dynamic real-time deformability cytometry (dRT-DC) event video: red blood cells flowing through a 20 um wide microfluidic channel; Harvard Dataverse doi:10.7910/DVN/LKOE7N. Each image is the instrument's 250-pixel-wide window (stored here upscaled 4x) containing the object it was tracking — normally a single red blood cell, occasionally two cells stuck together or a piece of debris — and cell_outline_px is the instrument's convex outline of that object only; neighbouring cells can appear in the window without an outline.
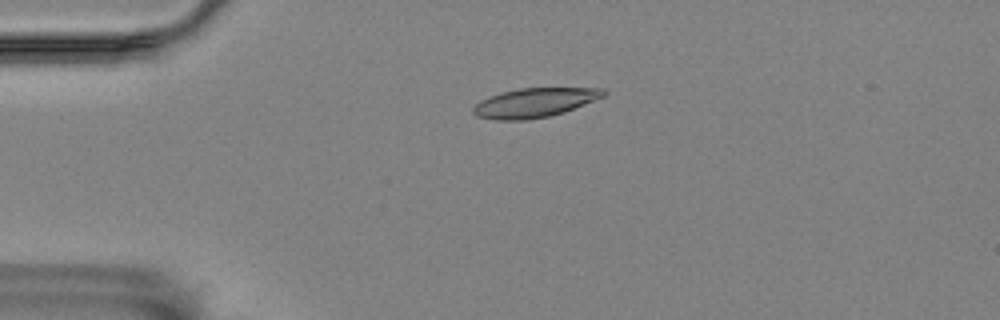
{"species": "Egyptian fruit bat (a non-hibernating species)", "species_latin": "Rousettus aegyptiacus", "temperature_condition": "room temperature", "stored_images_in_passage": 48, "camera_frame_rate_fps": 3000, "um_per_image_px": 0.085, "animal": {"sex": "female"}, "frame": {"image": 1, "passage_image": 14, "time_ms": 4.333, "image_size_px": [1000, 320], "cell_outline_px": [[608, 92], [604, 96], [564, 112], [548, 116], [528, 120], [496, 120], [476, 116], [472, 112], [472, 108], [480, 100], [500, 92], [520, 88], [604, 88]], "centroid_in_image_um": [45.41, 8.73], "position_along_channel_um": 39.6, "area_um2": 22.2}}
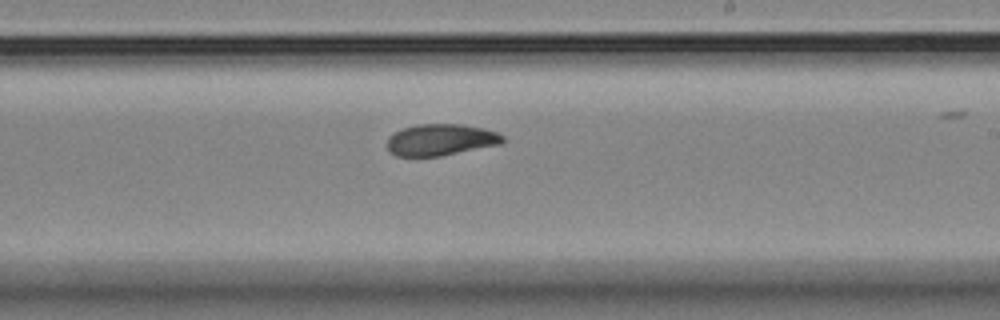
{"frame": {"image": 2, "passage_image": 35, "time_ms": 11.333, "image_size_px": [1000, 320], "cell_outline_px": [[504, 140], [500, 144], [440, 156], [396, 156], [388, 148], [388, 136], [400, 128], [416, 124], [464, 124], [484, 128], [496, 132], [504, 136]], "centroid_in_image_um": [37.45, 11.86], "position_along_channel_um": 251.6, "area_um2": 21.27}}
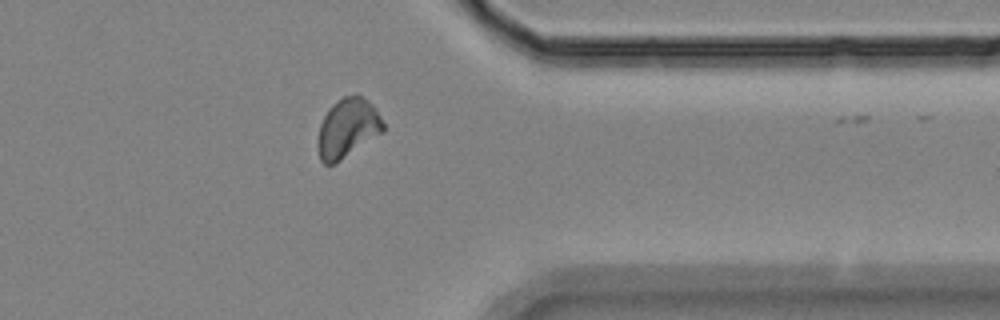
{"frame": {"image": 3, "passage_image": 47, "time_ms": 15.333, "image_size_px": [1000, 320], "cell_outline_px": [[384, 132], [340, 160], [332, 164], [324, 164], [320, 160], [316, 144], [316, 140], [320, 124], [324, 116], [332, 104], [336, 100], [344, 96], [356, 92], [368, 100], [376, 108], [384, 124]], "centroid_in_image_um": [29.54, 10.86], "position_along_channel_um": 381.9, "area_um2": 22.89}}